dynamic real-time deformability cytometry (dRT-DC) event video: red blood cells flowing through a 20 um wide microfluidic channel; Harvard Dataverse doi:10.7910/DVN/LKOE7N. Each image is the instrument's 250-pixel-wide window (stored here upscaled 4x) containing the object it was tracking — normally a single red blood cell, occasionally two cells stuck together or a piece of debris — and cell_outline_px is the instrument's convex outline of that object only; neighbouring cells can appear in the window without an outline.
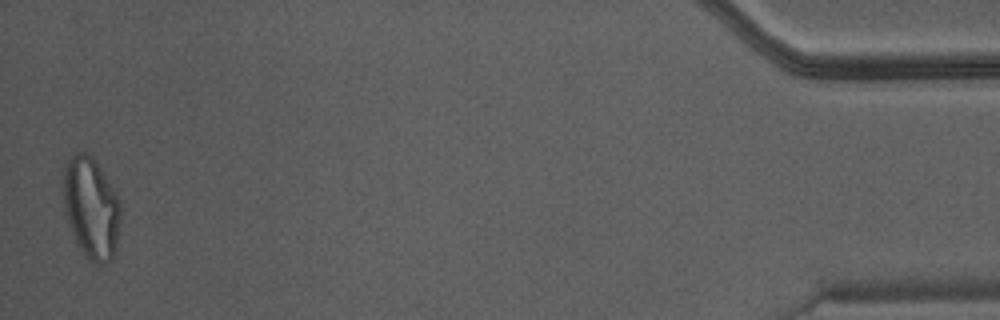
{"species": "Egyptian fruit bat (a non-hibernating species)", "species_latin": "Rousettus aegyptiacus", "temperature_condition": "warm", "stored_images_in_passage": 45, "camera_frame_rate_fps": 3000, "um_per_image_px": 0.085, "animal": {"sex": "male"}, "frame": {"image": 1, "passage_image": 45, "time_ms": 14.667, "image_size_px": [1000, 320], "cell_outline_px": [[120, 220], [116, 252], [112, 260], [104, 264], [96, 264], [84, 256], [76, 244], [64, 208], [64, 164], [76, 152], [84, 152], [92, 156], [116, 192], [120, 204]], "centroid_in_image_um": [7.77, 17.71], "position_along_channel_um": 427.4, "area_um2": 33.93}}